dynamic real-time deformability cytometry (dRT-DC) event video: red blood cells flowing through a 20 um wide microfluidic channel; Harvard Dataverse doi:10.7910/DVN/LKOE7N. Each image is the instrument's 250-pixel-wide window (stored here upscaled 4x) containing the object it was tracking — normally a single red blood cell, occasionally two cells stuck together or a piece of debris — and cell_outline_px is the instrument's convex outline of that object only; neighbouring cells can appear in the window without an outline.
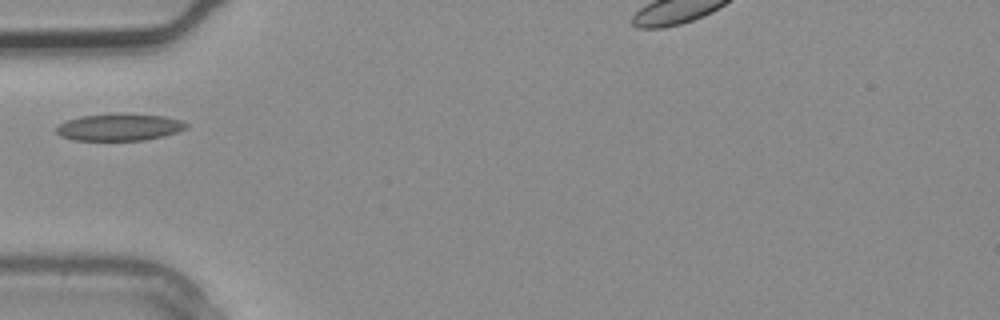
{"species": "common noctule bat (a hibernating species)", "species_latin": "Nyctalus noctula", "temperature_condition": "warm", "stored_images_in_passage": 2, "camera_frame_rate_fps": 3000, "um_per_image_px": 0.085, "animal": {"sex": "male", "body_mass_g": 20.4}, "frame": {"image": 1, "passage_image": 1, "time_ms": 0.0, "image_size_px": [1000, 320], "cell_outline_px": [[188, 128], [164, 136], [144, 140], [72, 140], [60, 136], [56, 132], [56, 128], [60, 124], [68, 120], [80, 116], [164, 116], [180, 120], [188, 124]], "centroid_in_image_um": [10.14, 10.86], "position_along_channel_um": 74.9, "area_um2": 19.48}}